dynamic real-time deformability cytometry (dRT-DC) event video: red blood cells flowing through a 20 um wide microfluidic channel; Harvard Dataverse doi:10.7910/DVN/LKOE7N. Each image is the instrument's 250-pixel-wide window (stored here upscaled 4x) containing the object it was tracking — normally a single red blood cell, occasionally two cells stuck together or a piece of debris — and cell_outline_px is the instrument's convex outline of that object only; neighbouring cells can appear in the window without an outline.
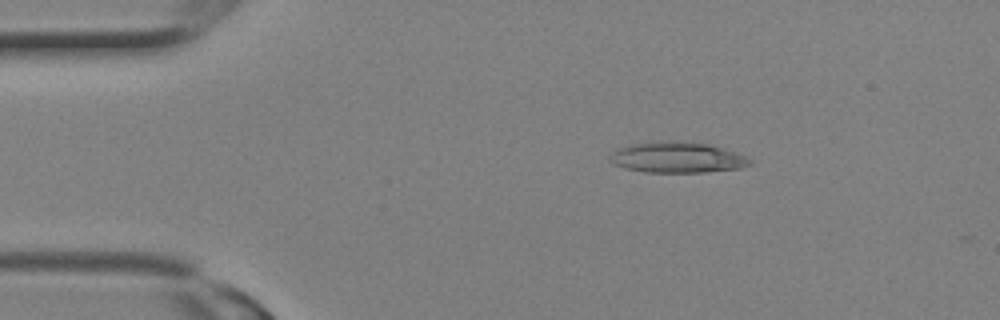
{"species": "Egyptian fruit bat (a non-hibernating species)", "species_latin": "Rousettus aegyptiacus", "temperature_condition": "room temperature", "stored_images_in_passage": 3, "camera_frame_rate_fps": 3000, "um_per_image_px": 0.085, "animal": {"sex": "female"}, "frame": {"image": 1, "passage_image": 2, "time_ms": 0.333, "image_size_px": [1000, 320], "cell_outline_px": [[752, 164], [740, 168], [704, 172], [644, 172], [624, 168], [612, 164], [608, 160], [608, 156], [616, 148], [632, 144], [708, 144], [744, 156], [752, 160]], "centroid_in_image_um": [57.5, 13.45], "position_along_channel_um": 27.5, "area_um2": 23.93}}
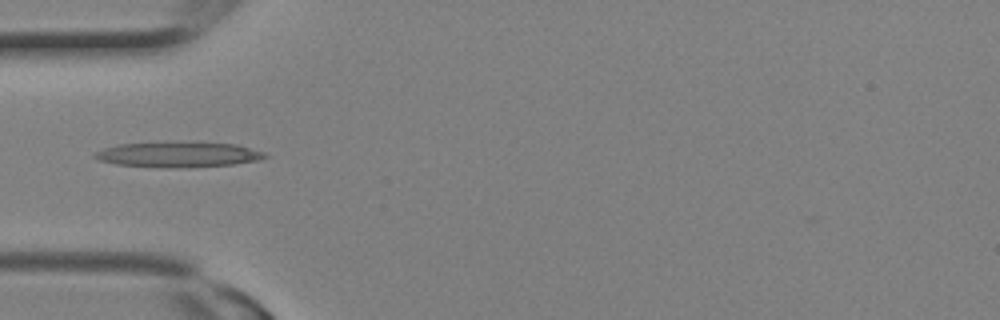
{"frame": {"image": 2, "passage_image": 3, "time_ms": 0.667, "image_size_px": [1000, 320], "cell_outline_px": [[268, 156], [256, 160], [232, 164], [116, 164], [100, 160], [92, 156], [92, 152], [116, 144], [176, 140], [236, 144], [264, 152]], "centroid_in_image_um": [15.1, 13.03], "position_along_channel_um": 69.9, "area_um2": 23.93}}